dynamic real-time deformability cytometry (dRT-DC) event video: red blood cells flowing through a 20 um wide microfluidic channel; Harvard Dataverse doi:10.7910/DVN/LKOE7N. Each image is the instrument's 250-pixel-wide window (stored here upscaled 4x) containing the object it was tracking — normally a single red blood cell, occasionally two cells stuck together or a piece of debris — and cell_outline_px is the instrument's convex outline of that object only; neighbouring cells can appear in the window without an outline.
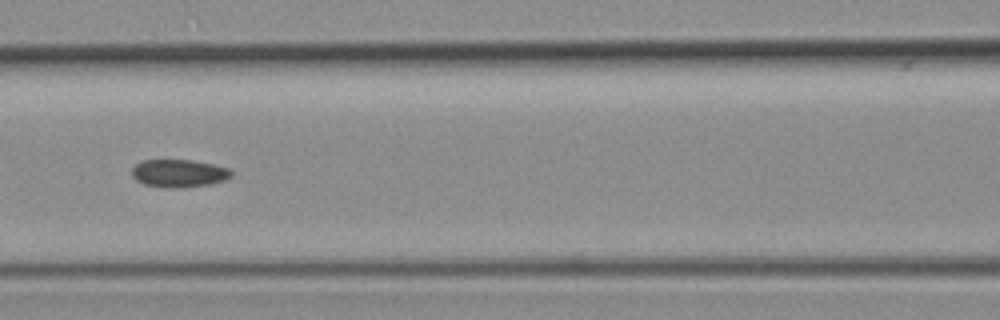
{"species": "common noctule bat (a hibernating species)", "species_latin": "Nyctalus noctula", "temperature_condition": "room temperature", "stored_images_in_passage": 48, "segment_of_instrument_passage": [2, 2], "camera_frame_rate_fps": 3000, "um_per_image_px": 0.085, "animal": {"sex": "female", "body_mass_g": 19.3, "forearm_length_mm": 54.1}, "frame": {"image": 1, "passage_image": 21, "time_ms": 6.667, "image_size_px": [1000, 320], "cell_outline_px": [[232, 176], [224, 180], [208, 184], [176, 188], [168, 188], [144, 184], [136, 180], [132, 176], [132, 168], [140, 160], [192, 160], [216, 164], [228, 168], [232, 172]], "centroid_in_image_um": [15.2, 14.72], "position_along_channel_um": 151.4, "area_um2": 16.13}}
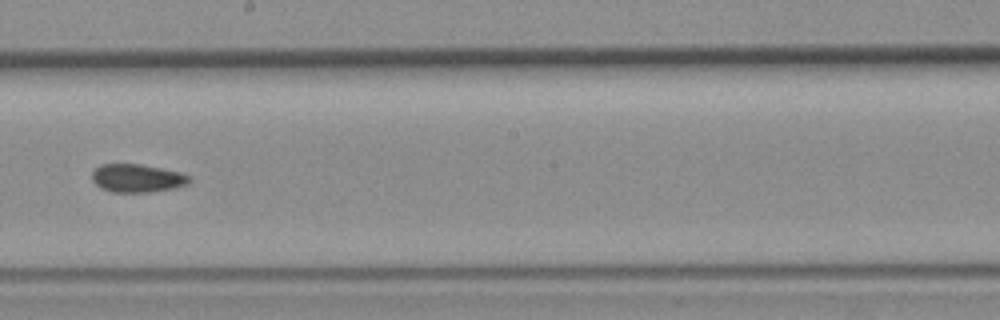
{"frame": {"image": 2, "passage_image": 27, "time_ms": 8.667, "image_size_px": [1000, 320], "cell_outline_px": [[192, 180], [188, 184], [176, 188], [148, 192], [112, 192], [100, 188], [92, 180], [92, 172], [100, 164], [140, 164], [180, 172], [188, 176]], "centroid_in_image_um": [11.65, 15.15], "position_along_channel_um": 236.5, "area_um2": 16.01}}
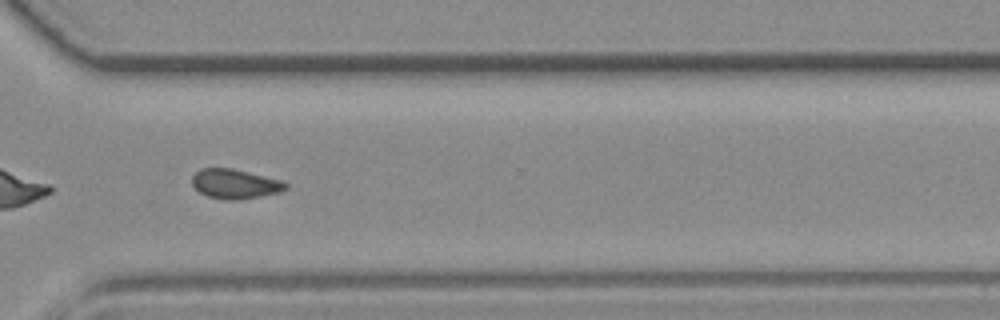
{"frame": {"image": 3, "passage_image": 35, "time_ms": 11.333, "image_size_px": [1000, 320], "cell_outline_px": [[288, 188], [280, 192], [240, 200], [224, 200], [208, 196], [200, 192], [192, 184], [192, 176], [200, 168], [232, 168], [284, 180], [288, 184]], "centroid_in_image_um": [20.01, 15.63], "position_along_channel_um": 350.6, "area_um2": 16.3}}